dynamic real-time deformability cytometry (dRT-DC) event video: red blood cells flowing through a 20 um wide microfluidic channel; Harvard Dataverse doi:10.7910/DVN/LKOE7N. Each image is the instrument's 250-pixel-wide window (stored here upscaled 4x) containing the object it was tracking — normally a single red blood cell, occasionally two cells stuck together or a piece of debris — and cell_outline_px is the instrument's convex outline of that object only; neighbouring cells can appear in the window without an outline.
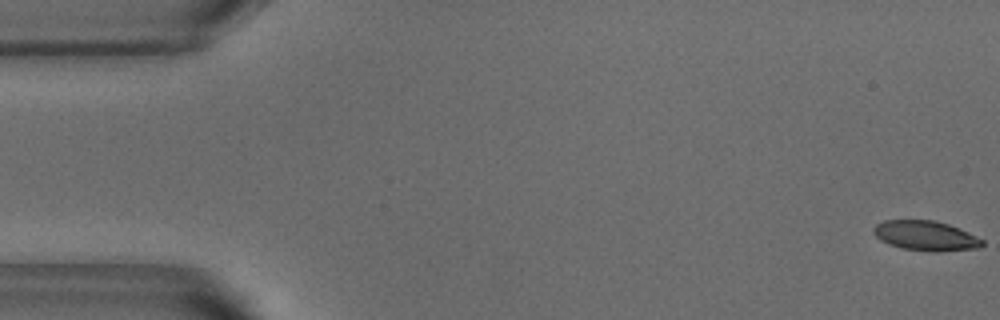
{"species": "common noctule bat (a hibernating species)", "species_latin": "Nyctalus noctula", "temperature_condition": "warm", "stored_images_in_passage": 53, "camera_frame_rate_fps": 3000, "um_per_image_px": 0.085, "animal": {"sex": "male", "body_mass_g": 18.8}, "frame": {"image": 1, "passage_image": 1, "time_ms": 0.0, "image_size_px": [1000, 320], "cell_outline_px": [[984, 244], [980, 248], [940, 252], [932, 252], [904, 248], [888, 244], [880, 240], [872, 232], [872, 228], [876, 224], [884, 220], [936, 220], [948, 224], [968, 232], [984, 240]], "centroid_in_image_um": [78.69, 20.04], "position_along_channel_um": 6.3, "area_um2": 19.07}}
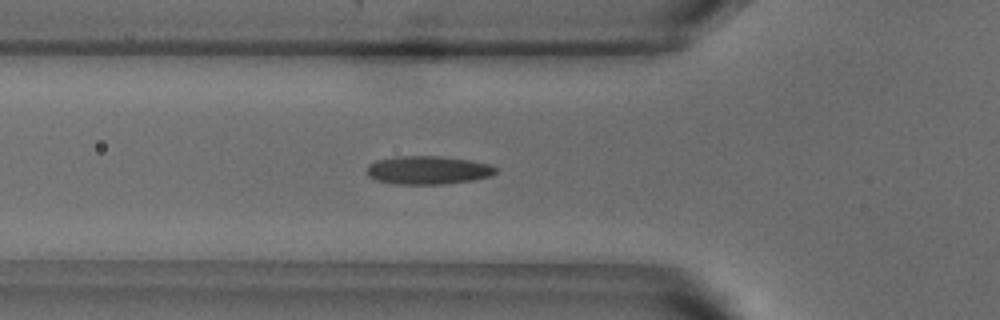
{"frame": {"image": 2, "passage_image": 18, "time_ms": 5.667, "image_size_px": [1000, 320], "cell_outline_px": [[496, 172], [492, 176], [472, 180], [444, 184], [396, 184], [376, 180], [368, 176], [364, 172], [368, 164], [376, 160], [396, 156], [440, 156], [468, 160], [488, 164], [496, 168]], "centroid_in_image_um": [36.31, 14.46], "position_along_channel_um": 89.5, "area_um2": 21.39}}
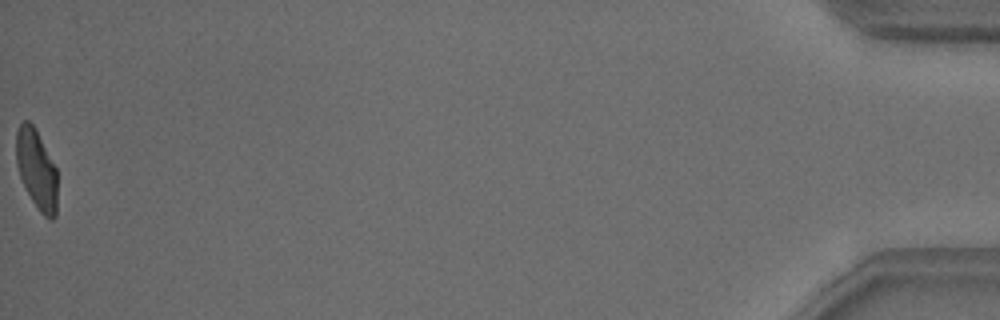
{"frame": {"image": 3, "passage_image": 53, "time_ms": 17.333, "image_size_px": [1000, 320], "cell_outline_px": [[56, 216], [52, 220], [48, 220], [40, 212], [32, 200], [20, 176], [16, 164], [16, 132], [20, 124], [24, 120], [28, 120], [36, 128], [56, 168]], "centroid_in_image_um": [3.1, 14.38], "position_along_channel_um": 432.1, "area_um2": 19.02}, "authors_computed_cell_mechanics": {"area_um2": 20.3456, "velocity_mm_per_s": 3.8257, "shape_relaxation_time_tau1_ms": 5.0183, "shape_relaxation_time_tau2_ms": 1.0619, "deformation_change_tau1": 0.1589, "deformation_change_tau2": 0.0713}}